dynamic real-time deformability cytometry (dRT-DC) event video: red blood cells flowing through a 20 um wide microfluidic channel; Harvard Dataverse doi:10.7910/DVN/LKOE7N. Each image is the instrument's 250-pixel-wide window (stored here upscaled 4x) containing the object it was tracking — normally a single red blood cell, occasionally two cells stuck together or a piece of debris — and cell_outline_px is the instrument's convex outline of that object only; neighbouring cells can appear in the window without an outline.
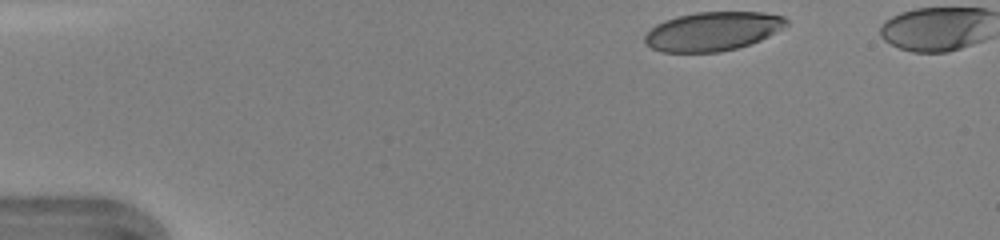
{"species": "human", "species_latin": "Homo sapiens", "temperature_condition": "warm", "stored_images_in_passage": 38, "camera_frame_rate_fps": 3000, "um_per_image_px": 0.085, "donor": {"sex": "female"}, "frame": {"image": 1, "passage_image": 1, "time_ms": 0.0, "image_size_px": [1000, 240], "cell_outline_px": [[788, 24], [768, 36], [760, 40], [736, 48], [720, 52], [660, 52], [644, 44], [644, 36], [656, 24], [664, 20], [676, 16], [696, 12], [764, 12], [784, 16], [788, 20]], "centroid_in_image_um": [60.55, 2.66], "position_along_channel_um": 24.5, "area_um2": 32.14}}
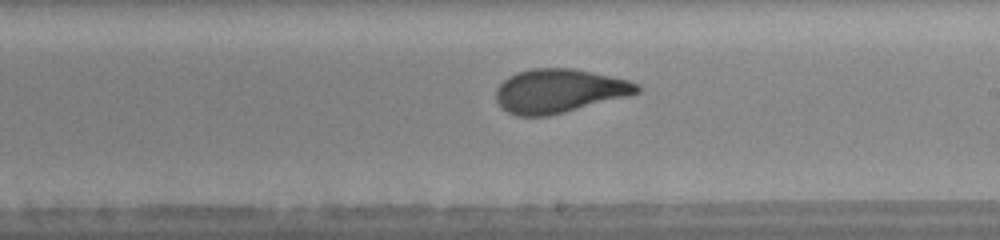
{"frame": {"image": 2, "passage_image": 22, "time_ms": 7.0, "image_size_px": [1000, 240], "cell_outline_px": [[640, 92], [628, 96], [548, 116], [516, 116], [500, 108], [496, 100], [496, 88], [508, 76], [516, 72], [532, 68], [572, 68], [592, 72], [628, 80], [640, 84]], "centroid_in_image_um": [47.49, 7.73], "position_along_channel_um": 241.5, "area_um2": 36.07}}